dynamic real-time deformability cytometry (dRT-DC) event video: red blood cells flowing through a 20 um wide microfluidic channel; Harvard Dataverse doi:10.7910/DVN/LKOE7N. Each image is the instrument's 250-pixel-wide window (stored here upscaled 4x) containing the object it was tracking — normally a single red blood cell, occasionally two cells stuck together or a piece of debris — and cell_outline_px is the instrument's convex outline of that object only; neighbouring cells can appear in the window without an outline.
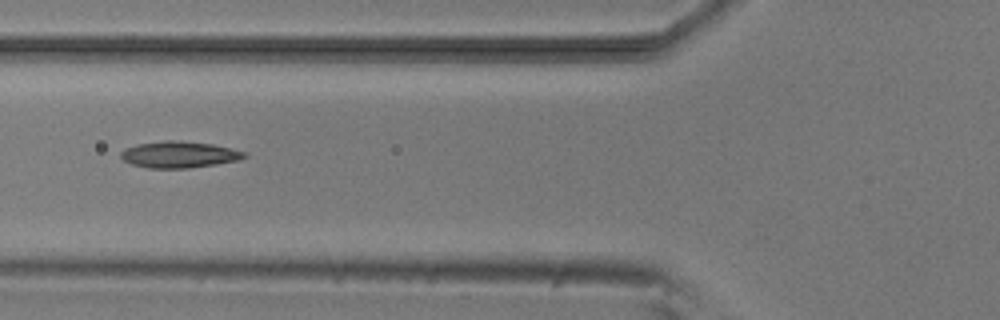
{"species": "common noctule bat (a hibernating species)", "species_latin": "Nyctalus noctula", "temperature_condition": "room temperature", "stored_images_in_passage": 9, "camera_frame_rate_fps": 3000, "um_per_image_px": 0.085, "animal": {"sex": "male", "body_mass_g": 20.5, "forearm_length_mm": 52.5}, "frame": {"image": 1, "passage_image": 6, "time_ms": 6.333, "image_size_px": [1000, 320], "cell_outline_px": [[248, 156], [236, 160], [216, 164], [188, 168], [148, 168], [132, 164], [124, 160], [120, 156], [120, 152], [124, 148], [136, 144], [164, 140], [176, 140], [212, 144], [248, 152]], "centroid_in_image_um": [15.21, 13.13], "position_along_channel_um": 110.6, "area_um2": 19.07}}
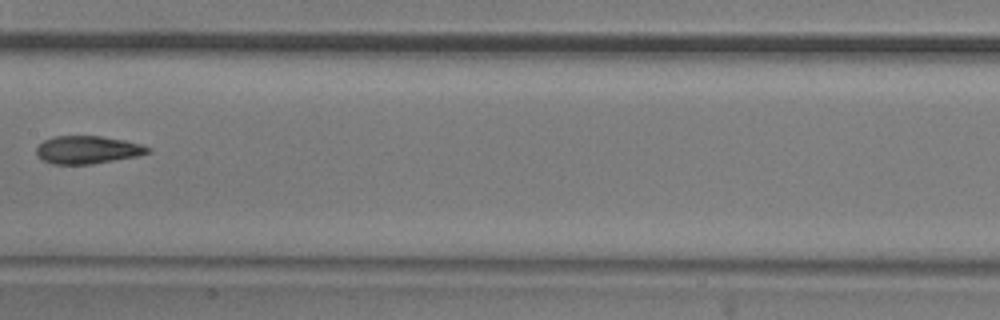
{"frame": {"image": 2, "passage_image": 8, "time_ms": 8.667, "image_size_px": [1000, 320], "cell_outline_px": [[152, 152], [136, 156], [92, 164], [52, 164], [36, 156], [36, 148], [44, 140], [52, 136], [100, 136], [124, 140], [140, 144], [152, 148]], "centroid_in_image_um": [7.44, 12.73], "position_along_channel_um": 200.0, "area_um2": 18.09}}
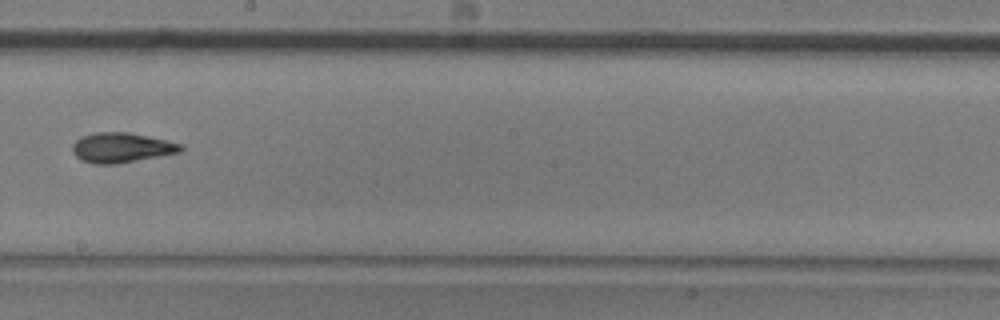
{"frame": {"image": 3, "passage_image": 9, "time_ms": 9.667, "image_size_px": [1000, 320], "cell_outline_px": [[184, 148], [180, 152], [116, 164], [96, 164], [80, 160], [72, 152], [72, 144], [80, 136], [96, 132], [128, 132], [148, 136], [180, 144]], "centroid_in_image_um": [10.27, 12.55], "position_along_channel_um": 237.9, "area_um2": 18.79}}